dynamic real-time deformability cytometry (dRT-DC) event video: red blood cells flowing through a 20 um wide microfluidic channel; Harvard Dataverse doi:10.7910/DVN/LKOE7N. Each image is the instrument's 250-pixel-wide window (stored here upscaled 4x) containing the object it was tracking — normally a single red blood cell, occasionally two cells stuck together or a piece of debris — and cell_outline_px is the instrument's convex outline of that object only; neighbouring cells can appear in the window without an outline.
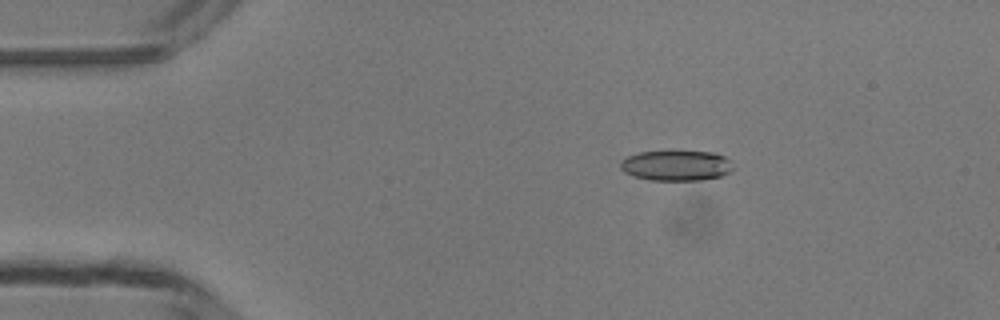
{"species": "common noctule bat (a hibernating species)", "species_latin": "Nyctalus noctula", "temperature_condition": "room temperature", "stored_images_in_passage": 50, "camera_frame_rate_fps": 3000, "um_per_image_px": 0.085, "animal": {"sex": "male", "body_mass_g": 13.3}, "frame": {"image": 1, "passage_image": 9, "time_ms": 2.667, "image_size_px": [1000, 320], "cell_outline_px": [[732, 172], [720, 176], [700, 180], [652, 180], [632, 176], [624, 172], [620, 168], [620, 160], [628, 156], [640, 152], [712, 152], [724, 156], [728, 160], [732, 168]], "centroid_in_image_um": [57.45, 14.08], "position_along_channel_um": 27.6, "area_um2": 19.71}}
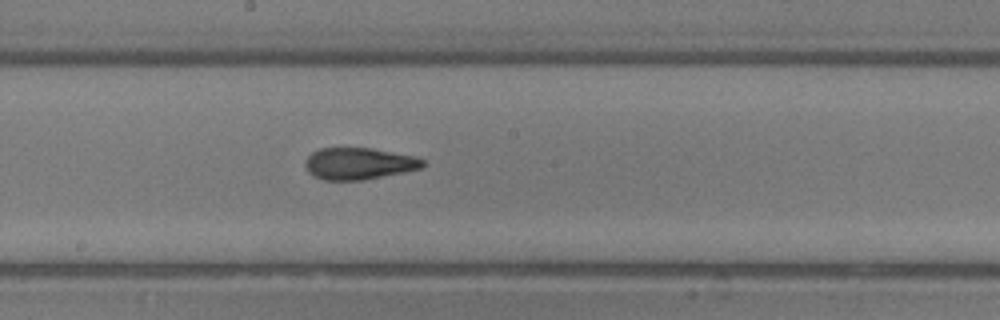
{"frame": {"image": 2, "passage_image": 27, "time_ms": 8.667, "image_size_px": [1000, 320], "cell_outline_px": [[428, 164], [420, 168], [404, 172], [364, 180], [324, 180], [308, 172], [304, 164], [304, 160], [312, 152], [320, 148], [372, 148], [416, 156], [424, 160]], "centroid_in_image_um": [30.52, 13.9], "position_along_channel_um": 217.7, "area_um2": 21.91}}
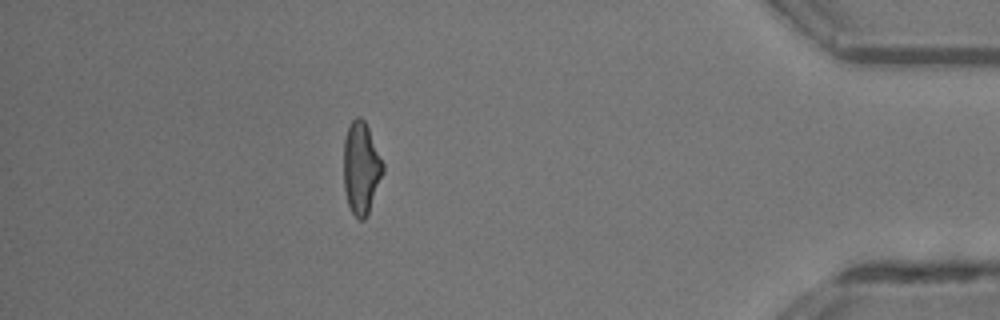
{"frame": {"image": 3, "passage_image": 44, "time_ms": 14.333, "image_size_px": [1000, 320], "cell_outline_px": [[384, 172], [368, 216], [364, 220], [360, 220], [352, 212], [348, 204], [344, 188], [344, 140], [348, 128], [352, 120], [356, 116], [360, 116], [364, 120], [368, 128], [384, 164]], "centroid_in_image_um": [30.71, 14.31], "position_along_channel_um": 404.5, "area_um2": 21.15}, "authors_computed_cell_mechanics": {"area_um2": 21.5594, "velocity_mm_per_s": 4.1827, "shape_relaxation_time_tau1_ms": 6.2652, "shape_relaxation_time_tau2_ms": 2.1215, "deformation_change_tau1": 0.1957, "deformation_change_tau2": 0.1021}}